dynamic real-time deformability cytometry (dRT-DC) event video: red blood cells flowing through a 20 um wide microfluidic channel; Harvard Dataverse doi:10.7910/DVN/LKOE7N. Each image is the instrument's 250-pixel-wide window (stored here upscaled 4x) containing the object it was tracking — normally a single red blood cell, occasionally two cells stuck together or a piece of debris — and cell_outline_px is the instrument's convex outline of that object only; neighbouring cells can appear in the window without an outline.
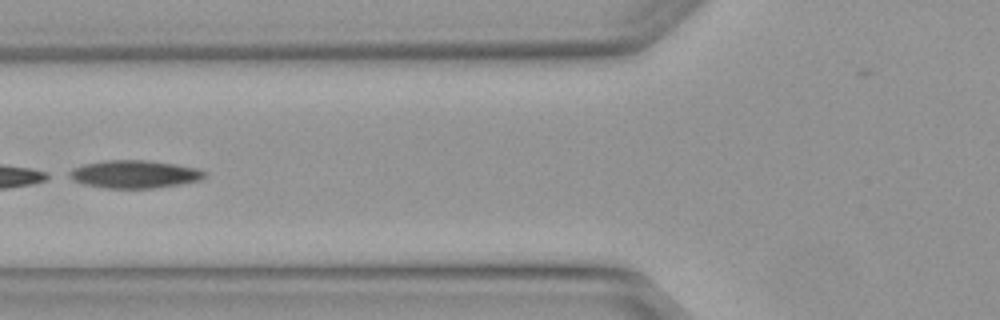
{"species": "Egyptian fruit bat (a non-hibernating species)", "species_latin": "Rousettus aegyptiacus", "temperature_condition": "warm", "stored_images_in_passage": 5, "camera_frame_rate_fps": 3000, "um_per_image_px": 0.085, "animal": {"sex": "female"}, "frame": {"image": 1, "passage_image": 5, "time_ms": 1.333, "image_size_px": [1000, 320], "cell_outline_px": [[208, 176], [200, 180], [180, 184], [152, 188], [108, 188], [84, 184], [72, 180], [64, 176], [64, 172], [72, 168], [84, 164], [104, 160], [148, 160], [176, 164], [200, 168], [208, 172]], "centroid_in_image_um": [11.41, 14.79], "position_along_channel_um": 114.4, "area_um2": 22.43}}